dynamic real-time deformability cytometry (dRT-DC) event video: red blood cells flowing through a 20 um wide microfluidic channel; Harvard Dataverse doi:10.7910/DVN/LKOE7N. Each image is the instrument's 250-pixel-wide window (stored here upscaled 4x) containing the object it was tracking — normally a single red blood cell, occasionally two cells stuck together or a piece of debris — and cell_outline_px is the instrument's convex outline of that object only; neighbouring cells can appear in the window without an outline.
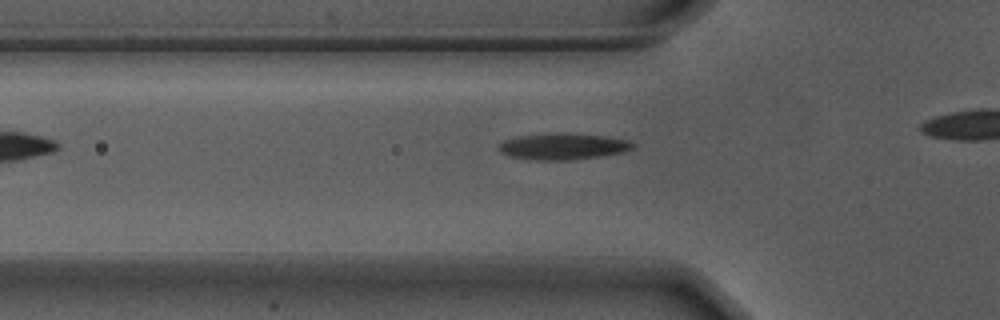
{"species": "Egyptian fruit bat (a non-hibernating species)", "species_latin": "Rousettus aegyptiacus", "temperature_condition": "warm", "stored_images_in_passage": 9, "camera_frame_rate_fps": 3000, "um_per_image_px": 0.085, "animal": {"sex": "male"}, "frame": {"image": 1, "passage_image": 3, "time_ms": 0.667, "image_size_px": [1000, 320], "cell_outline_px": [[636, 148], [624, 152], [600, 156], [568, 160], [536, 160], [512, 156], [500, 152], [500, 144], [504, 140], [520, 136], [552, 132], [608, 136], [628, 140], [636, 144]], "centroid_in_image_um": [47.93, 12.43], "position_along_channel_um": 77.9, "area_um2": 20.58}}
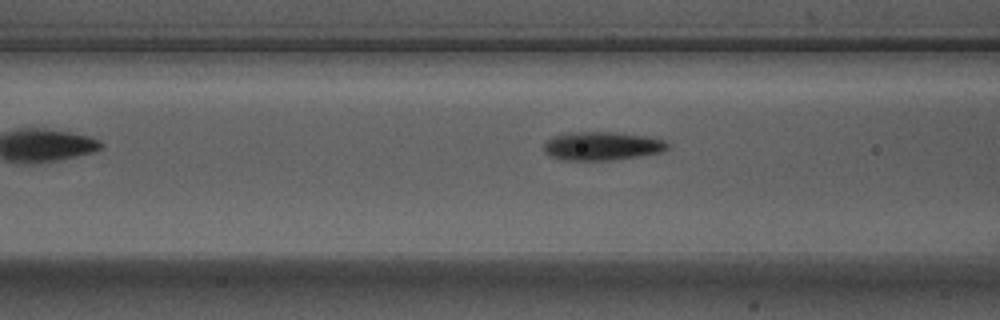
{"frame": {"image": 2, "passage_image": 6, "time_ms": 1.667, "image_size_px": [1000, 320], "cell_outline_px": [[668, 148], [660, 152], [640, 156], [608, 160], [560, 160], [544, 152], [544, 140], [552, 136], [564, 132], [612, 132], [644, 136], [664, 140], [668, 144]], "centroid_in_image_um": [51.09, 12.4], "position_along_channel_um": 115.5, "area_um2": 20.58}}